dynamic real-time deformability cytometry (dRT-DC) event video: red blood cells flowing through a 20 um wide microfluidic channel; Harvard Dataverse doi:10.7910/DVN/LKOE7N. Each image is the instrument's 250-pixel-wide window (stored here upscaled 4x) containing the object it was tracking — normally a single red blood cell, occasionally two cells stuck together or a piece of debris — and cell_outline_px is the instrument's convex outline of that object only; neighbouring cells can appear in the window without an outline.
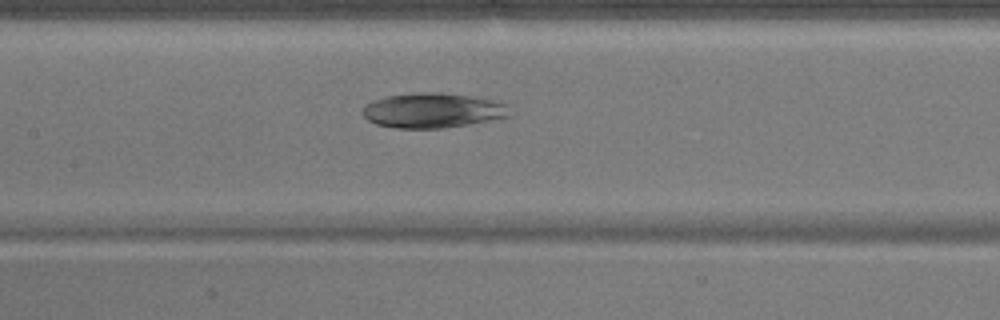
{"species": "common noctule bat (a hibernating species)", "species_latin": "Nyctalus noctula", "temperature_condition": "warm", "stored_images_in_passage": 52, "camera_frame_rate_fps": 3000, "um_per_image_px": 0.085, "animal": {"sex": "male", "body_mass_g": 17.9}, "frame": {"image": 1, "passage_image": 24, "time_ms": 7.667, "image_size_px": [1000, 320], "cell_outline_px": [[516, 112], [512, 116], [468, 124], [444, 128], [392, 128], [376, 124], [368, 120], [360, 112], [364, 104], [372, 100], [384, 96], [420, 92], [440, 92], [496, 100], [508, 104]], "centroid_in_image_um": [36.81, 9.38], "position_along_channel_um": 170.6, "area_um2": 30.52}}
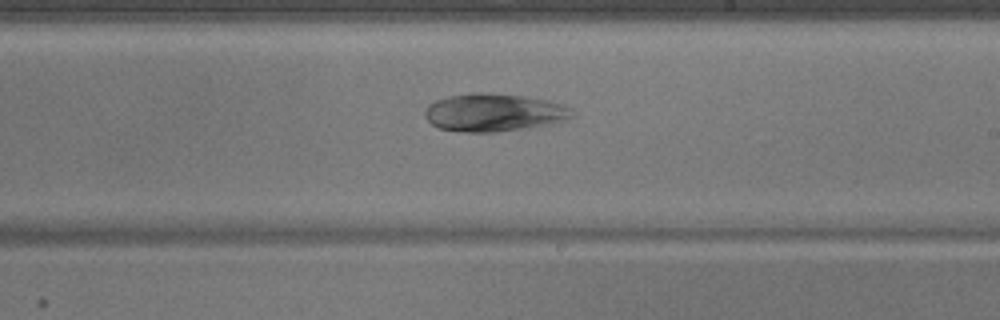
{"frame": {"image": 2, "passage_image": 30, "time_ms": 9.667, "image_size_px": [1000, 320], "cell_outline_px": [[576, 112], [572, 116], [564, 120], [548, 124], [496, 132], [464, 132], [440, 128], [432, 124], [424, 116], [424, 108], [428, 104], [436, 100], [448, 96], [472, 92], [488, 92], [524, 96], [548, 100], [560, 104]], "centroid_in_image_um": [41.93, 9.55], "position_along_channel_um": 247.1, "area_um2": 32.43}}